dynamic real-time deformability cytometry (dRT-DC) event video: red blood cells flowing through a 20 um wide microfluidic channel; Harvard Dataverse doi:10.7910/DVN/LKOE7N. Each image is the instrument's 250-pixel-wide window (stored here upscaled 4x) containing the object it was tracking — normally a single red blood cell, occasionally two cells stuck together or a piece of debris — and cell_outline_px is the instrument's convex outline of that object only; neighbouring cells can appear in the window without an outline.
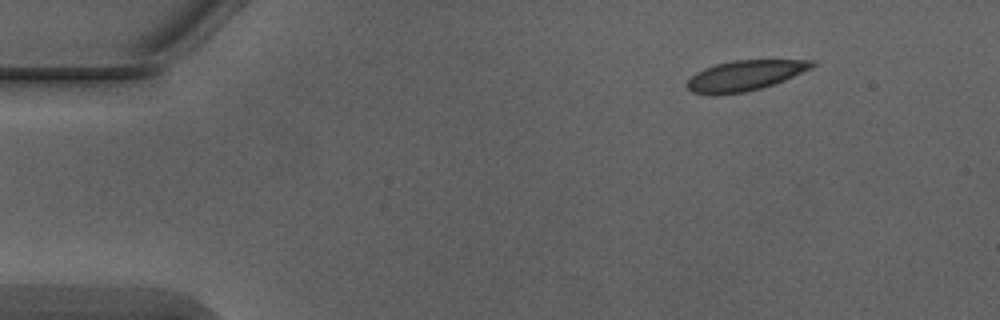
{"species": "Egyptian fruit bat (a non-hibernating species)", "species_latin": "Rousettus aegyptiacus", "temperature_condition": "warm", "stored_images_in_passage": 3, "camera_frame_rate_fps": 3000, "um_per_image_px": 0.085, "animal": {"sex": "male"}, "frame": {"image": 1, "passage_image": 1, "time_ms": 0.0, "image_size_px": [1000, 320], "cell_outline_px": [[816, 64], [812, 68], [784, 80], [760, 88], [744, 92], [716, 96], [708, 96], [692, 92], [684, 84], [696, 72], [704, 68], [716, 64], [732, 60], [816, 60]], "centroid_in_image_um": [63.27, 6.43], "position_along_channel_um": 21.7, "area_um2": 22.25}}
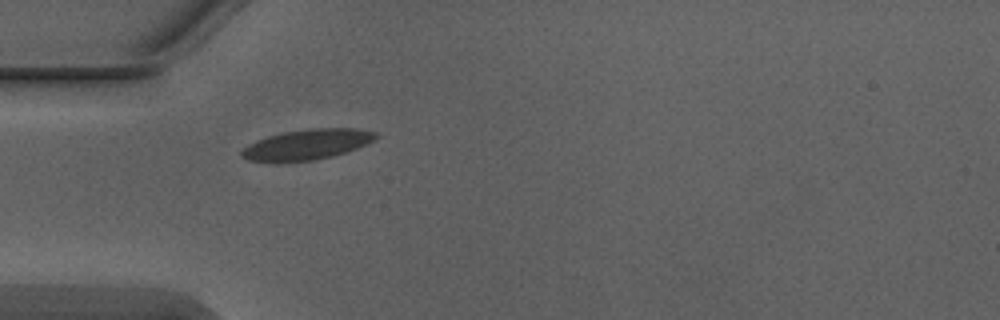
{"frame": {"image": 2, "passage_image": 3, "time_ms": 0.667, "image_size_px": [1000, 320], "cell_outline_px": [[380, 136], [376, 140], [356, 148], [332, 156], [312, 160], [248, 160], [240, 156], [240, 152], [248, 144], [256, 140], [268, 136], [284, 132], [308, 128], [356, 128], [376, 132]], "centroid_in_image_um": [26.15, 12.24], "position_along_channel_um": 58.8, "area_um2": 23.29}}